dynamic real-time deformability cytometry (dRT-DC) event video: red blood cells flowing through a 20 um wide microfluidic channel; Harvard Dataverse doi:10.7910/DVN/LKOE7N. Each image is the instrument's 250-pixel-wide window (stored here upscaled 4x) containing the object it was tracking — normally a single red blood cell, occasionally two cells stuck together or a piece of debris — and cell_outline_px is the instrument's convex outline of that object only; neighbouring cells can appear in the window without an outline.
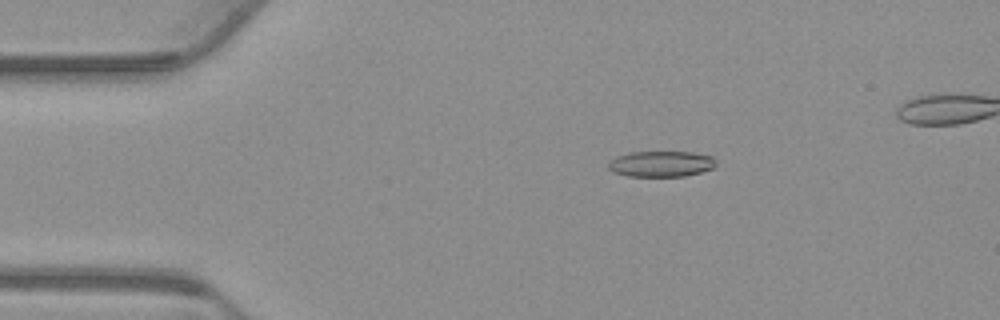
{"species": "common noctule bat (a hibernating species)", "species_latin": "Nyctalus noctula", "temperature_condition": "warm", "stored_images_in_passage": 43, "camera_frame_rate_fps": 3000, "um_per_image_px": 0.085, "animal": {"sex": "male", "body_mass_g": 23.1, "forearm_length_mm": 52.7}, "frame": {"image": 1, "passage_image": 2, "time_ms": 0.333, "image_size_px": [1000, 320], "cell_outline_px": [[716, 168], [684, 176], [628, 176], [612, 172], [608, 168], [608, 164], [616, 156], [628, 152], [692, 152], [712, 156], [716, 160]], "centroid_in_image_um": [56.21, 13.93], "position_along_channel_um": 28.8, "area_um2": 16.3}}
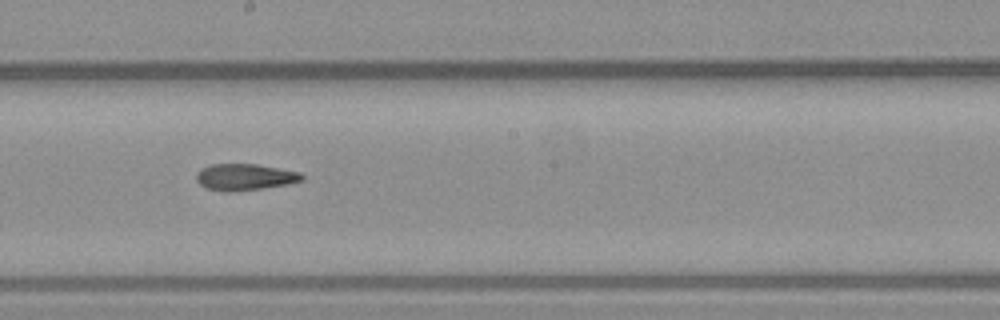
{"frame": {"image": 2, "passage_image": 22, "time_ms": 7.0, "image_size_px": [1000, 320], "cell_outline_px": [[304, 180], [288, 184], [232, 192], [228, 192], [208, 188], [200, 184], [196, 180], [196, 172], [200, 168], [212, 164], [256, 164], [300, 172], [304, 176]], "centroid_in_image_um": [20.8, 15.04], "position_along_channel_um": 227.4, "area_um2": 16.24}}
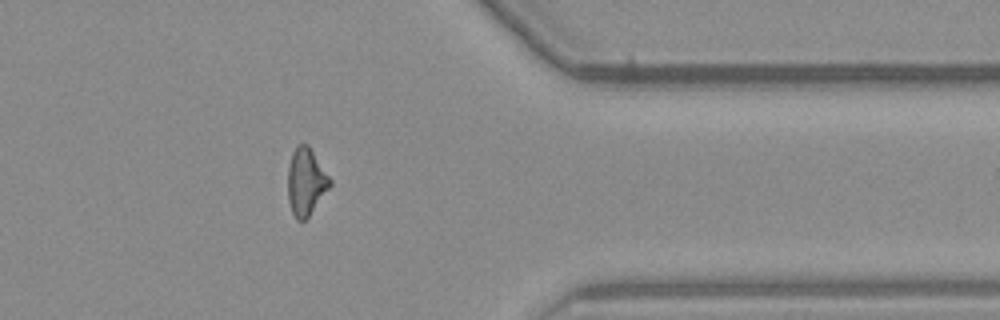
{"frame": {"image": 3, "passage_image": 36, "time_ms": 11.667, "image_size_px": [1000, 320], "cell_outline_px": [[332, 184], [308, 216], [304, 220], [296, 220], [292, 212], [288, 200], [288, 168], [292, 152], [296, 144], [308, 144], [332, 180]], "centroid_in_image_um": [26.0, 15.42], "position_along_channel_um": 385.4, "area_um2": 16.42}}